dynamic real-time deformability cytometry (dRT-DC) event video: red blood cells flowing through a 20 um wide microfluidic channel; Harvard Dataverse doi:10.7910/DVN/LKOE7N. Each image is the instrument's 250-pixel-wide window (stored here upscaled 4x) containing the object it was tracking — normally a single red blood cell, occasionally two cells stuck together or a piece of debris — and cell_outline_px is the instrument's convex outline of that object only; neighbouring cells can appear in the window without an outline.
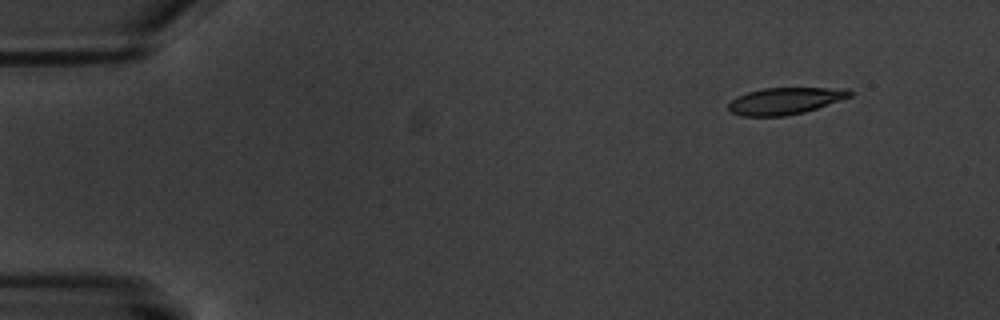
{"species": "common noctule bat (a hibernating species)", "species_latin": "Nyctalus noctula", "temperature_condition": "warm", "stored_images_in_passage": 8, "camera_frame_rate_fps": 3000, "um_per_image_px": 0.085, "animal": {"sex": "male", "body_mass_g": 20.1, "forearm_length_mm": 53.5}, "frame": {"image": 1, "passage_image": 1, "time_ms": 0.0, "image_size_px": [1000, 320], "cell_outline_px": [[852, 96], [804, 112], [784, 116], [744, 116], [732, 112], [728, 108], [728, 104], [732, 100], [748, 92], [764, 88], [848, 88], [852, 92]], "centroid_in_image_um": [66.76, 8.57], "position_along_channel_um": 18.2, "area_um2": 18.67}}
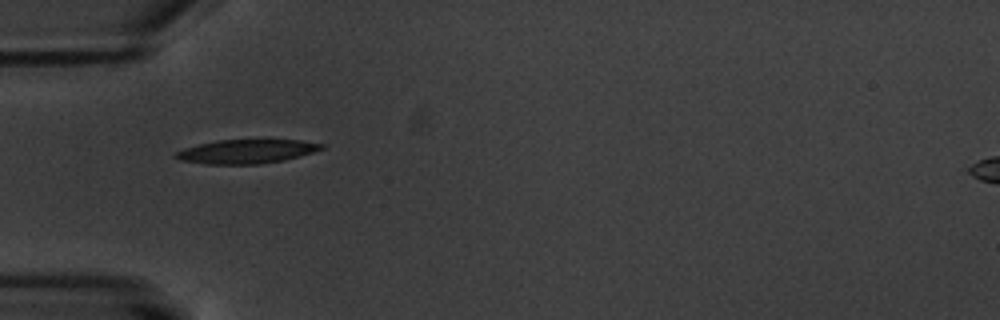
{"frame": {"image": 2, "passage_image": 4, "time_ms": 4.333, "image_size_px": [1000, 320], "cell_outline_px": [[324, 148], [300, 156], [284, 160], [260, 164], [204, 164], [180, 160], [172, 156], [176, 152], [184, 148], [200, 144], [220, 140], [300, 140], [324, 144]], "centroid_in_image_um": [20.94, 12.88], "position_along_channel_um": 64.1, "area_um2": 20.23}}
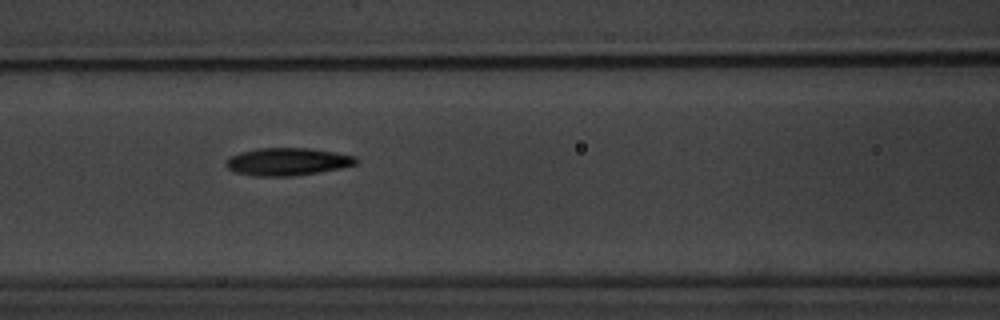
{"frame": {"image": 3, "passage_image": 6, "time_ms": 6.667, "image_size_px": [1000, 320], "cell_outline_px": [[360, 160], [356, 164], [340, 168], [320, 172], [292, 176], [252, 176], [236, 172], [228, 168], [228, 160], [232, 156], [240, 152], [256, 148], [308, 148], [356, 156]], "centroid_in_image_um": [24.47, 13.74], "position_along_channel_um": 142.1, "area_um2": 20.75}}